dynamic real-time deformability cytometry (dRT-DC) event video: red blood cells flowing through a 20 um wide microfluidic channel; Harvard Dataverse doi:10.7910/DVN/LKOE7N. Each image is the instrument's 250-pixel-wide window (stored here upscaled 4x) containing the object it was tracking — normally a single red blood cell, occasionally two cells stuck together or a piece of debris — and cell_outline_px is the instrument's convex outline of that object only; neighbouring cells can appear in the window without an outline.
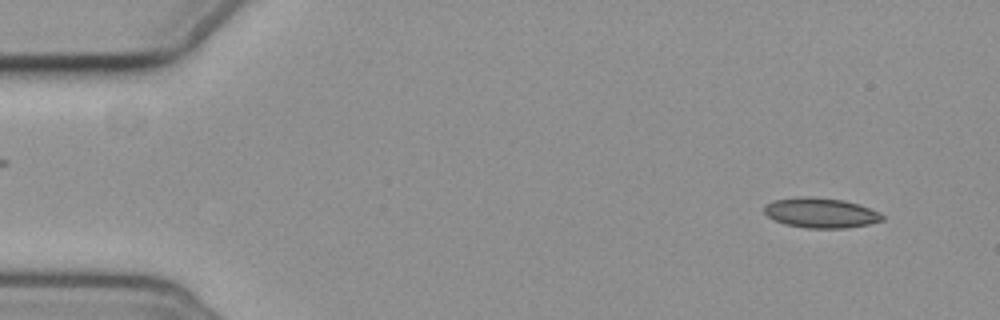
{"species": "common noctule bat (a hibernating species)", "species_latin": "Nyctalus noctula", "temperature_condition": "cold", "stored_images_in_passage": 5, "camera_frame_rate_fps": 3000, "um_per_image_px": 0.085, "animal": {"sex": "female", "body_mass_g": 19.3, "forearm_length_mm": 54.1}, "frame": {"image": 1, "passage_image": 1, "time_ms": 0.0, "image_size_px": [1000, 320], "cell_outline_px": [[884, 220], [868, 224], [844, 228], [808, 228], [788, 224], [776, 220], [768, 216], [764, 212], [764, 204], [772, 200], [796, 196], [812, 196], [844, 200], [860, 204], [880, 212], [884, 216]], "centroid_in_image_um": [69.77, 18.06], "position_along_channel_um": 15.2, "area_um2": 20.81}}
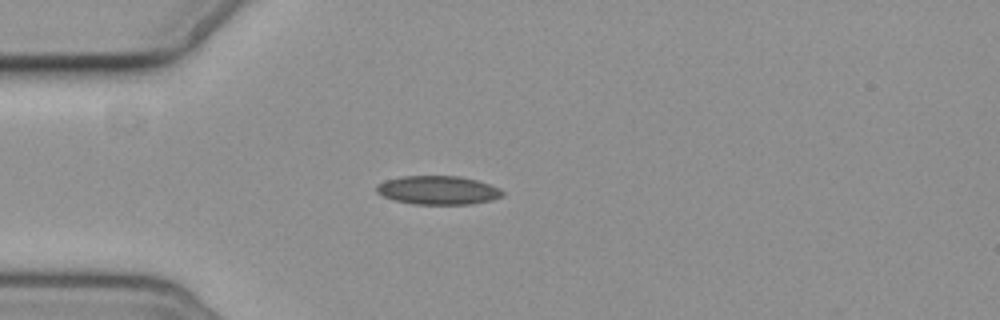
{"frame": {"image": 2, "passage_image": 4, "time_ms": 3.667, "image_size_px": [1000, 320], "cell_outline_px": [[504, 196], [492, 200], [472, 204], [412, 204], [392, 200], [376, 192], [376, 184], [384, 180], [404, 176], [460, 176], [476, 180], [500, 188], [504, 192]], "centroid_in_image_um": [37.22, 16.17], "position_along_channel_um": 47.8, "area_um2": 21.21}}